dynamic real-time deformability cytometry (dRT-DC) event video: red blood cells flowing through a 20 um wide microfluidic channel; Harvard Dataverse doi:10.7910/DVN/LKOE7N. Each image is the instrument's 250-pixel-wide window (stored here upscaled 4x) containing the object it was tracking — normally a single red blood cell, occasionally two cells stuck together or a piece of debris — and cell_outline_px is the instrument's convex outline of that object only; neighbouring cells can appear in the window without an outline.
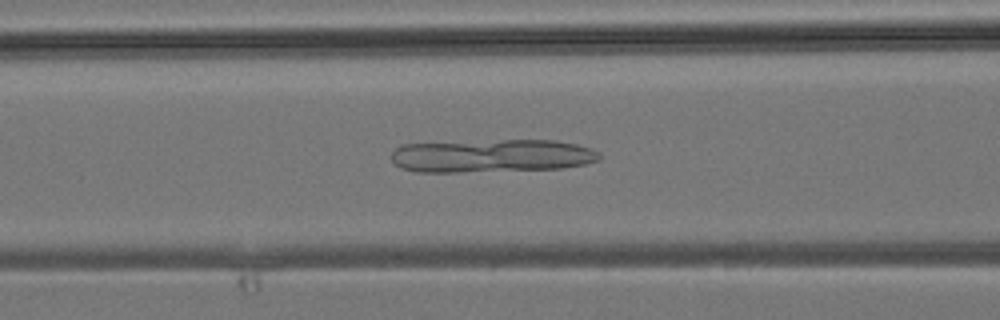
{"species": "common noctule bat (a hibernating species)", "species_latin": "Nyctalus noctula", "temperature_condition": "room temperature", "stored_images_in_passage": 38, "segment_of_instrument_passage": [1, 2], "camera_frame_rate_fps": 3000, "um_per_image_px": 0.085, "animal": {"sex": "male", "body_mass_g": 19.2, "forearm_length_mm": 51.8}, "frame": {"image": 1, "passage_image": 17, "time_ms": 5.333, "image_size_px": [1000, 320], "cell_outline_px": [[600, 160], [584, 164], [564, 168], [456, 172], [416, 172], [400, 168], [392, 160], [392, 152], [400, 144], [500, 140], [556, 140], [576, 144], [592, 148], [600, 152]], "centroid_in_image_um": [41.81, 13.24], "position_along_channel_um": 124.8, "area_um2": 40.34}}
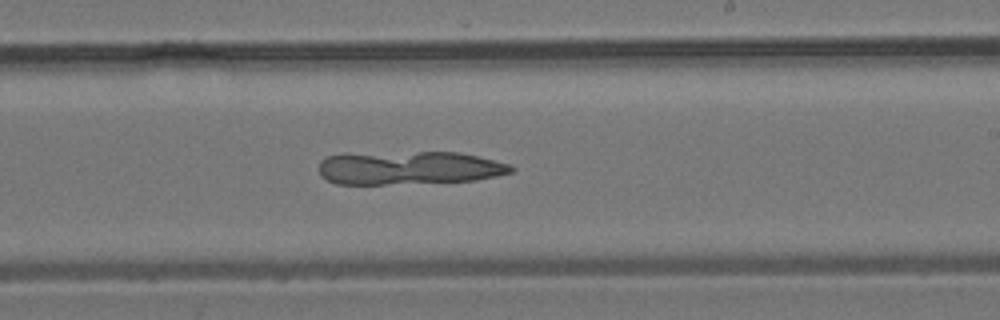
{"frame": {"image": 2, "passage_image": 25, "time_ms": 8.0, "image_size_px": [1000, 320], "cell_outline_px": [[516, 168], [512, 172], [496, 176], [476, 180], [384, 184], [336, 184], [320, 176], [320, 160], [328, 156], [420, 152], [460, 152], [508, 164]], "centroid_in_image_um": [34.81, 14.29], "position_along_channel_um": 254.2, "area_um2": 36.53}}
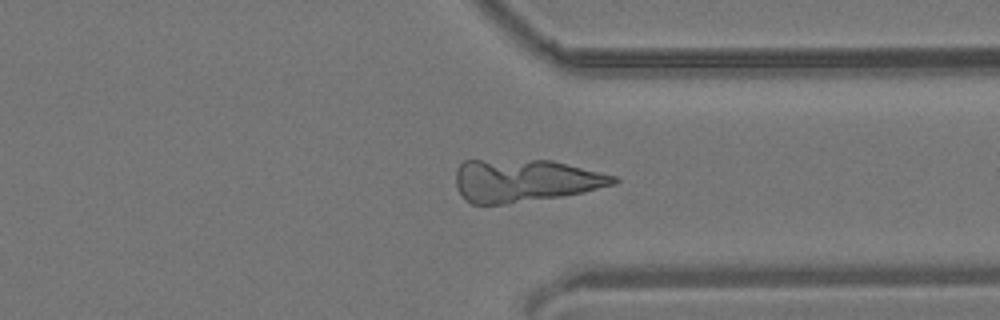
{"frame": {"image": 3, "passage_image": 32, "time_ms": 10.333, "image_size_px": [1000, 320], "cell_outline_px": [[620, 180], [616, 184], [584, 192], [560, 196], [508, 204], [472, 204], [464, 200], [456, 188], [456, 168], [464, 160], [552, 160], [616, 176]], "centroid_in_image_um": [44.58, 15.35], "position_along_channel_um": 366.8, "area_um2": 39.42}}